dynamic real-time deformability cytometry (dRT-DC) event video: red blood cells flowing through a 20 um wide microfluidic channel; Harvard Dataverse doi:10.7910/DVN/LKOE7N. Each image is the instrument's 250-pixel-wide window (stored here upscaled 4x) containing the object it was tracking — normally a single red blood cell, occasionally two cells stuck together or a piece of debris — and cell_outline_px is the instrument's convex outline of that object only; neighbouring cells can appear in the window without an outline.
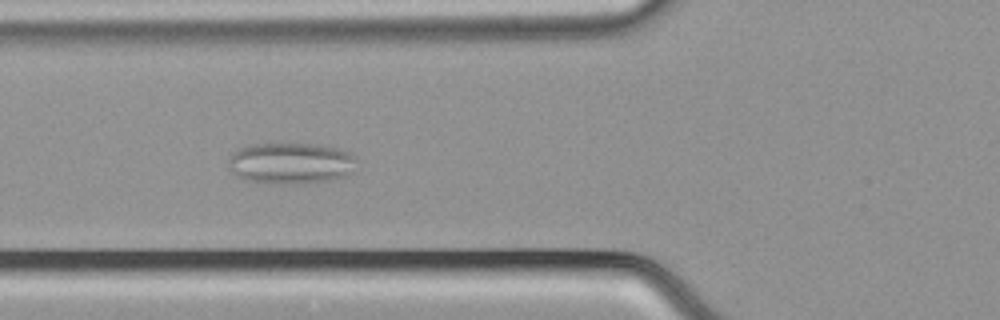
{"species": "common noctule bat (a hibernating species)", "species_latin": "Nyctalus noctula", "temperature_condition": "cold", "stored_images_in_passage": 49, "camera_frame_rate_fps": 3000, "um_per_image_px": 0.085, "animal": {"sex": "male", "body_mass_g": 21.5, "forearm_length_mm": 52.0}, "frame": {"image": 1, "passage_image": 15, "time_ms": 4.667, "image_size_px": [1000, 320], "cell_outline_px": [[356, 160], [352, 172], [348, 176], [332, 180], [304, 184], [256, 184], [236, 176], [232, 172], [228, 164], [228, 156], [232, 152], [240, 148], [252, 144], [316, 144], [336, 148], [352, 152], [356, 156]], "centroid_in_image_um": [24.71, 13.9], "position_along_channel_um": 101.1, "area_um2": 31.67}}
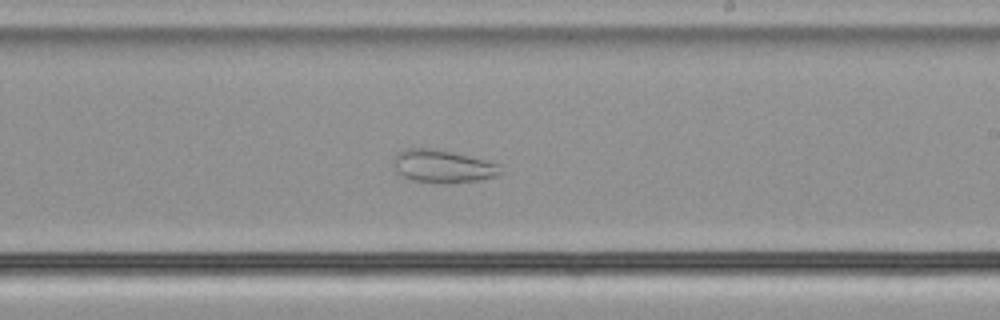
{"frame": {"image": 2, "passage_image": 27, "time_ms": 8.667, "image_size_px": [1000, 320], "cell_outline_px": [[504, 172], [500, 176], [480, 180], [448, 184], [412, 180], [400, 176], [396, 172], [392, 164], [392, 160], [396, 152], [404, 148], [432, 148], [468, 156], [500, 164]], "centroid_in_image_um": [37.61, 14.15], "position_along_channel_um": 251.4, "area_um2": 20.98}}
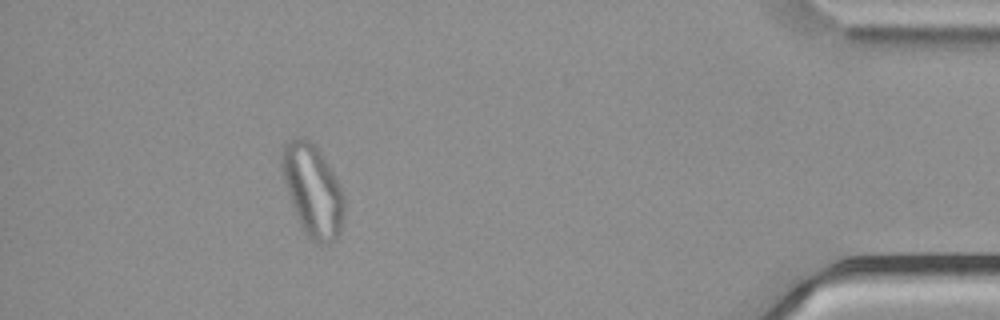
{"frame": {"image": 3, "passage_image": 44, "time_ms": 14.333, "image_size_px": [1000, 320], "cell_outline_px": [[344, 216], [340, 232], [336, 240], [328, 244], [316, 244], [304, 232], [296, 216], [284, 180], [280, 164], [280, 152], [284, 144], [288, 140], [296, 136], [308, 140], [316, 144], [320, 148], [344, 196]], "centroid_in_image_um": [26.57, 16.16], "position_along_channel_um": 408.6, "area_um2": 33.58}}